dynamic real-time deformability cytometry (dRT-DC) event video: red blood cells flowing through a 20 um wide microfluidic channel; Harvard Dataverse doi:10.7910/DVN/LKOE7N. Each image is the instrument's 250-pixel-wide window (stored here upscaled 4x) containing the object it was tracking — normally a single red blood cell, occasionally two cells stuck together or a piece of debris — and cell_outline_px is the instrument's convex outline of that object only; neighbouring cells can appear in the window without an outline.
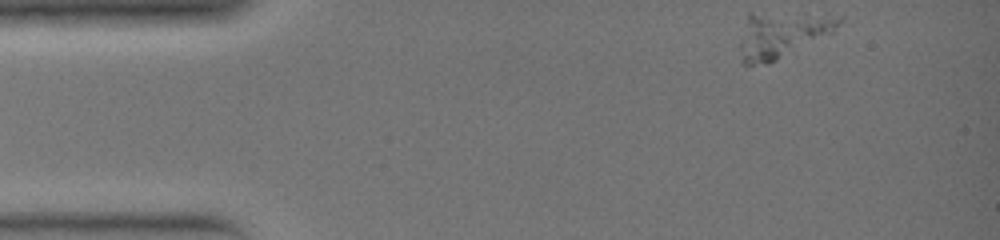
{"species": "common noctule bat (a hibernating species)", "species_latin": "Nyctalus noctula", "temperature_condition": "warm", "stored_images_in_passage": 31, "segment_of_instrument_passage": [1, 3], "camera_frame_rate_fps": 3000, "um_per_image_px": 0.085, "animal": {"sex": "female", "body_mass_g": 19.0, "forearm_length_mm": 51.5}, "frame": {"image": 1, "passage_image": 1, "time_ms": 0.0, "image_size_px": [1000, 240], "cell_outline_px": [[844, 16], [840, 24], [832, 32], [768, 64], [744, 64], [740, 60], [740, 40], [748, 12], [828, 12]], "centroid_in_image_um": [66.5, 2.86], "position_along_channel_um": 18.5, "area_um2": 27.22}}